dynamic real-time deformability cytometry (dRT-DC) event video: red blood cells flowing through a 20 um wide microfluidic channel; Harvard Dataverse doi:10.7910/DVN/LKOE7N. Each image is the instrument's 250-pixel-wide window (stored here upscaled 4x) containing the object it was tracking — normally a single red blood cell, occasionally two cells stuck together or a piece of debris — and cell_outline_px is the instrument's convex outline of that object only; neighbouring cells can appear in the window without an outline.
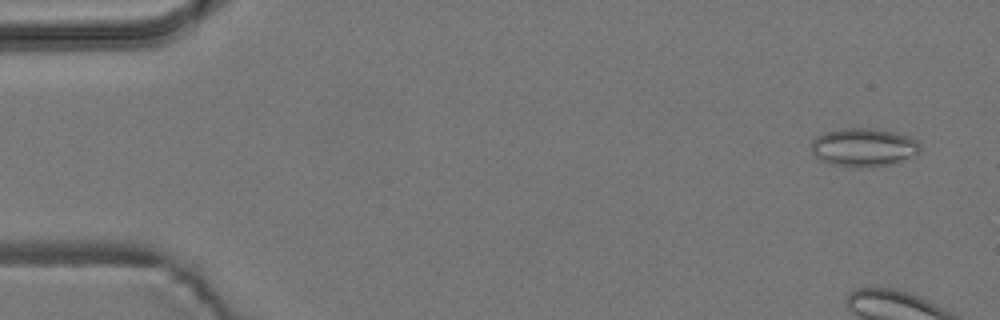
{"species": "common noctule bat (a hibernating species)", "species_latin": "Nyctalus noctula", "temperature_condition": "room temperature", "stored_images_in_passage": 8, "camera_frame_rate_fps": 3000, "um_per_image_px": 0.085, "animal": {"sex": "male", "body_mass_g": 19.2, "forearm_length_mm": 51.8}, "frame": {"image": 1, "passage_image": 3, "time_ms": 0.667, "image_size_px": [1000, 320], "cell_outline_px": [[920, 152], [916, 156], [888, 164], [832, 164], [816, 156], [812, 152], [812, 140], [816, 136], [824, 132], [844, 128], [876, 128], [896, 132], [912, 136], [920, 144]], "centroid_in_image_um": [73.47, 12.45], "position_along_channel_um": 11.5, "area_um2": 23.64}}